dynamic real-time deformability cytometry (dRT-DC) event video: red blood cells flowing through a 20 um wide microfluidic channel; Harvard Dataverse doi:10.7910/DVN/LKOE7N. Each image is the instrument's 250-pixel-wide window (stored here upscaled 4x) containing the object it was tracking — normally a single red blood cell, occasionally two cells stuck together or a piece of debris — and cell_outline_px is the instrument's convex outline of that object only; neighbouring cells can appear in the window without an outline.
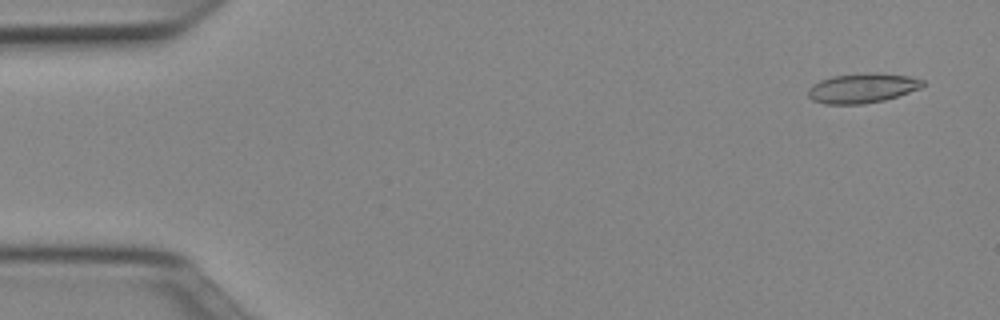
{"species": "Egyptian fruit bat (a non-hibernating species)", "species_latin": "Rousettus aegyptiacus", "temperature_condition": "cold", "stored_images_in_passage": 51, "camera_frame_rate_fps": 3000, "um_per_image_px": 0.085, "animal": {"sex": "female"}, "frame": {"image": 1, "passage_image": 3, "time_ms": 0.667, "image_size_px": [1000, 320], "cell_outline_px": [[924, 84], [920, 88], [884, 100], [864, 104], [824, 104], [812, 100], [808, 96], [808, 88], [812, 84], [820, 80], [832, 76], [908, 76], [924, 80]], "centroid_in_image_um": [73.21, 7.56], "position_along_channel_um": 11.8, "area_um2": 18.67}}
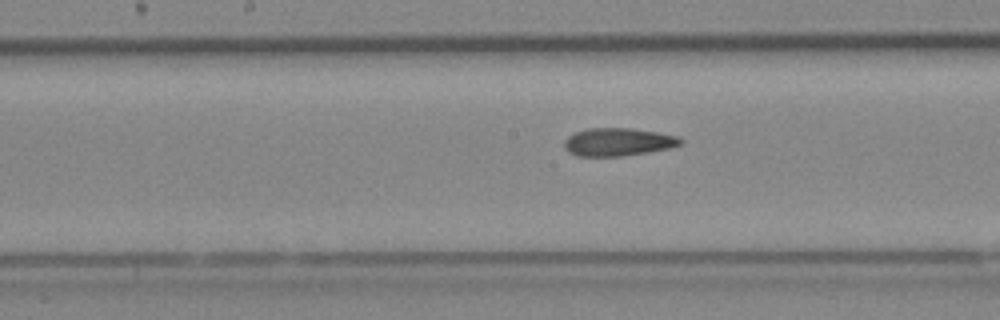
{"frame": {"image": 2, "passage_image": 26, "time_ms": 8.333, "image_size_px": [1000, 320], "cell_outline_px": [[684, 140], [680, 144], [668, 148], [620, 156], [576, 156], [568, 152], [564, 148], [564, 140], [568, 136], [576, 132], [588, 128], [632, 128], [656, 132], [676, 136]], "centroid_in_image_um": [52.47, 12.06], "position_along_channel_um": 195.7, "area_um2": 18.73}}
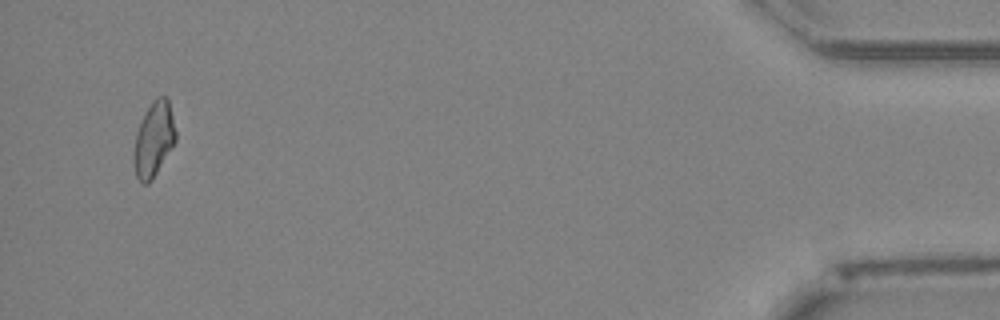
{"frame": {"image": 3, "passage_image": 49, "time_ms": 16.0, "image_size_px": [1000, 320], "cell_outline_px": [[176, 140], [152, 180], [148, 184], [140, 184], [136, 176], [132, 156], [132, 152], [136, 132], [152, 100], [156, 96], [168, 96], [176, 132]], "centroid_in_image_um": [13.05, 11.86], "position_along_channel_um": 422.1, "area_um2": 18.38}, "authors_computed_cell_mechanics": {"area_um2": 18.9006, "velocity_mm_per_s": 3.9971, "shape_relaxation_time_tau1_ms": null, "shape_relaxation_time_tau2_ms": 2.5947, "deformation_change_tau1": null, "deformation_change_tau2": 0.1058}}